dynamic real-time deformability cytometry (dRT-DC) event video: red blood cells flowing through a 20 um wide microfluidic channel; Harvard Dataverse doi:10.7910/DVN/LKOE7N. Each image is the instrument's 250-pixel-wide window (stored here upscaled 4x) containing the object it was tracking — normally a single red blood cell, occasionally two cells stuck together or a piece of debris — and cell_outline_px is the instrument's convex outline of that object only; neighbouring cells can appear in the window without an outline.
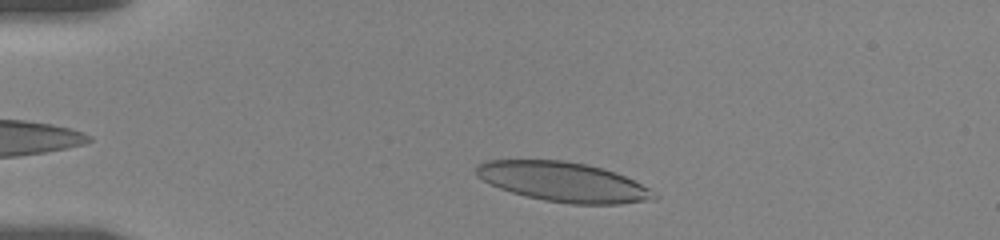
{"species": "human", "species_latin": "Homo sapiens", "temperature_condition": "room temperature", "stored_images_in_passage": 29, "camera_frame_rate_fps": 3000, "um_per_image_px": 0.085, "donor": {"sex": "female"}, "frame": {"image": 1, "passage_image": 8, "time_ms": 1.333, "image_size_px": [1000, 240], "cell_outline_px": [[660, 196], [656, 200], [620, 204], [572, 204], [544, 200], [512, 192], [500, 188], [476, 176], [476, 164], [488, 160], [564, 160], [588, 164], [604, 168], [616, 172], [656, 192]], "centroid_in_image_um": [47.93, 15.46], "position_along_channel_um": 37.1, "area_um2": 41.1}}
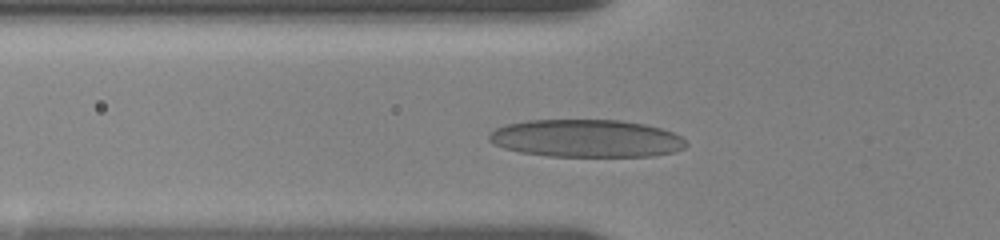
{"frame": {"image": 2, "passage_image": 19, "time_ms": 3.667, "image_size_px": [1000, 240], "cell_outline_px": [[688, 144], [684, 148], [672, 152], [652, 156], [548, 156], [520, 152], [504, 148], [492, 144], [488, 140], [488, 136], [496, 128], [504, 124], [528, 120], [620, 120], [644, 124], [660, 128], [672, 132], [680, 136]], "centroid_in_image_um": [49.8, 11.76], "position_along_channel_um": 76.0, "area_um2": 43.29}}
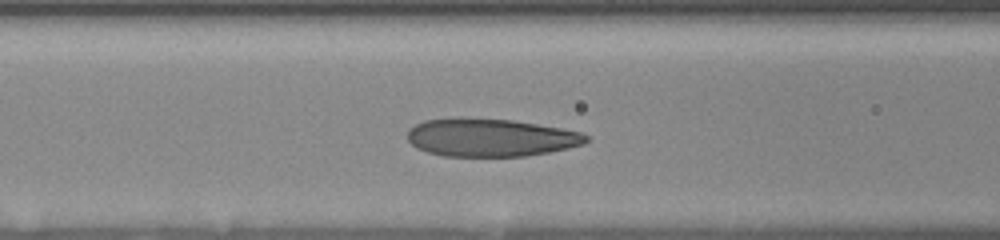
{"frame": {"image": 3, "passage_image": 25, "time_ms": 5.0, "image_size_px": [1000, 240], "cell_outline_px": [[588, 140], [584, 144], [568, 148], [548, 152], [524, 156], [444, 156], [428, 152], [416, 148], [408, 140], [408, 128], [424, 120], [512, 120], [560, 128], [580, 132], [588, 136]], "centroid_in_image_um": [41.71, 11.73], "position_along_channel_um": 124.9, "area_um2": 38.49}}